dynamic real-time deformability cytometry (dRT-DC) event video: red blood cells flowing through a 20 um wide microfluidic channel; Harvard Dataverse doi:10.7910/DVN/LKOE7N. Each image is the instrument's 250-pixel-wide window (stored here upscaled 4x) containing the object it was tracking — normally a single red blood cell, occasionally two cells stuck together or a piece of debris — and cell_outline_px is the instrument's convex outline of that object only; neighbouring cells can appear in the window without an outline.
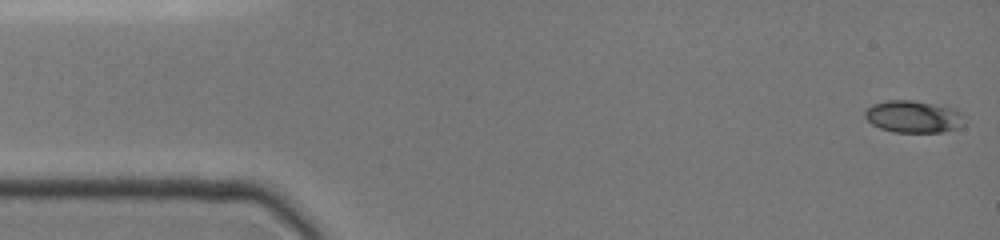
{"species": "common noctule bat (a hibernating species)", "species_latin": "Nyctalus noctula", "temperature_condition": "cold", "stored_images_in_passage": 72, "segment_of_instrument_passage": [1, 2], "camera_frame_rate_fps": 3000, "um_per_image_px": 0.085, "animal": {"sex": "female", "body_mass_g": 19.0, "forearm_length_mm": 51.5}, "frame": {"image": 1, "passage_image": 1, "time_ms": 0.0, "image_size_px": [1000, 240], "cell_outline_px": [[964, 124], [956, 128], [944, 132], [892, 132], [880, 128], [872, 124], [864, 116], [864, 112], [872, 104], [888, 100], [912, 100], [936, 104], [956, 108], [964, 116]], "centroid_in_image_um": [77.66, 9.91], "position_along_channel_um": 7.3, "area_um2": 18.79}}
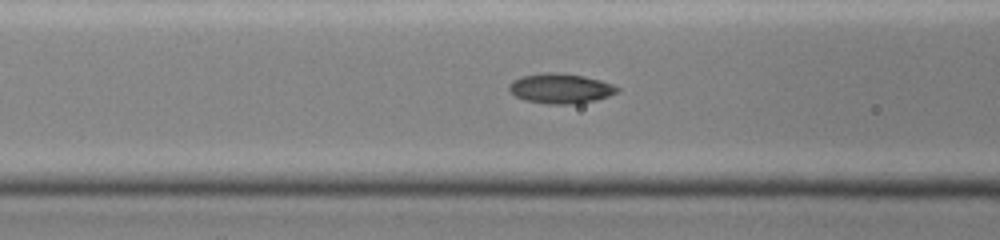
{"frame": {"image": 2, "passage_image": 29, "time_ms": 5.667, "image_size_px": [1000, 240], "cell_outline_px": [[620, 92], [596, 100], [572, 104], [548, 104], [524, 100], [516, 96], [508, 88], [508, 84], [512, 80], [520, 76], [544, 72], [556, 72], [584, 76], [600, 80], [612, 84], [620, 88]], "centroid_in_image_um": [47.64, 7.51], "position_along_channel_um": 119.0, "area_um2": 19.02}}
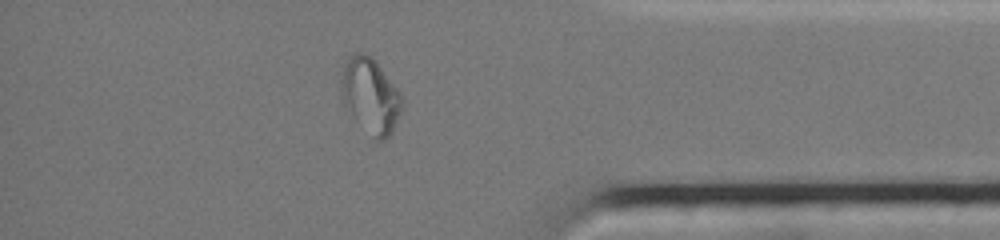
{"frame": {"image": 3, "passage_image": 61, "time_ms": 13.0, "image_size_px": [1000, 240], "cell_outline_px": [[404, 104], [392, 132], [380, 144], [376, 140], [344, 104], [344, 68], [348, 60], [356, 52], [360, 52], [368, 56], [376, 64], [400, 92]], "centroid_in_image_um": [31.57, 8.19], "position_along_channel_um": 403.6, "area_um2": 24.97}}